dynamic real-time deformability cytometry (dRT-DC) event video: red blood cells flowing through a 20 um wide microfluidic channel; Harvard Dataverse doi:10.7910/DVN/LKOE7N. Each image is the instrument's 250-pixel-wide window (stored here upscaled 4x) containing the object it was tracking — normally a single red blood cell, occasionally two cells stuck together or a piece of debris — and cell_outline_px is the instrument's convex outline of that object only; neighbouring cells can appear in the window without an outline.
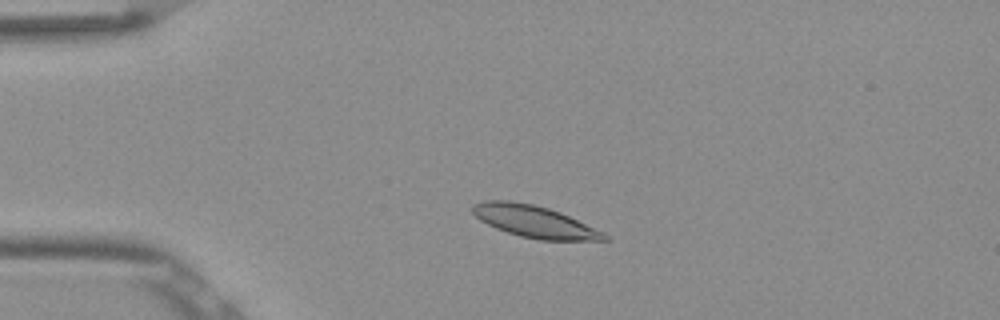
{"species": "Egyptian fruit bat (a non-hibernating species)", "species_latin": "Rousettus aegyptiacus", "temperature_condition": "room temperature", "stored_images_in_passage": 50, "camera_frame_rate_fps": 3000, "um_per_image_px": 0.085, "frame": {"image": 1, "passage_image": 9, "time_ms": 2.667, "image_size_px": [1000, 320], "cell_outline_px": [[608, 240], [540, 240], [520, 236], [496, 228], [480, 220], [468, 208], [472, 204], [484, 200], [512, 200], [532, 204], [548, 208], [560, 212], [604, 232], [608, 236]], "centroid_in_image_um": [45.38, 18.81], "position_along_channel_um": 39.6, "area_um2": 24.51}}
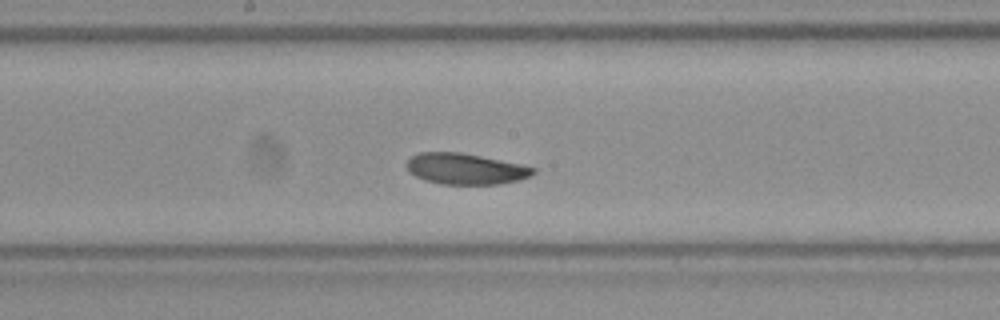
{"frame": {"image": 2, "passage_image": 25, "time_ms": 8.0, "image_size_px": [1000, 320], "cell_outline_px": [[536, 172], [520, 180], [496, 184], [440, 184], [424, 180], [408, 172], [404, 164], [412, 156], [420, 152], [460, 152], [520, 164], [536, 168]], "centroid_in_image_um": [39.52, 14.35], "position_along_channel_um": 208.7, "area_um2": 22.83}}
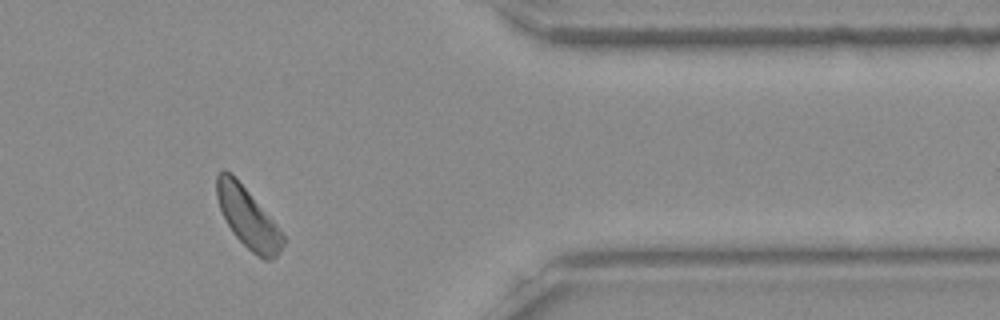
{"frame": {"image": 3, "passage_image": 41, "time_ms": 13.333, "image_size_px": [1000, 320], "cell_outline_px": [[284, 244], [276, 256], [272, 260], [264, 260], [256, 256], [232, 232], [220, 208], [216, 196], [216, 176], [224, 168], [232, 172], [276, 224], [284, 236]], "centroid_in_image_um": [21.05, 18.48], "position_along_channel_um": 390.3, "area_um2": 23.06}, "authors_computed_cell_mechanics": {"area_um2": 23.4379, "velocity_mm_per_s": 3.7956, "shape_relaxation_time_tau1_ms": 4.1598, "shape_relaxation_time_tau2_ms": null, "deformation_change_tau1": 0.1094, "deformation_change_tau2": null}}